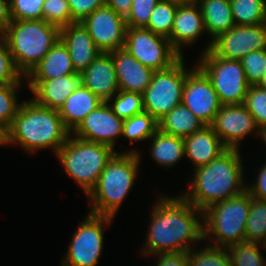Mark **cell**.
<instances>
[{
	"mask_svg": "<svg viewBox=\"0 0 266 266\" xmlns=\"http://www.w3.org/2000/svg\"><path fill=\"white\" fill-rule=\"evenodd\" d=\"M21 84L0 85V127L7 131L12 118L21 105L17 101V92Z\"/></svg>",
	"mask_w": 266,
	"mask_h": 266,
	"instance_id": "obj_35",
	"label": "cell"
},
{
	"mask_svg": "<svg viewBox=\"0 0 266 266\" xmlns=\"http://www.w3.org/2000/svg\"><path fill=\"white\" fill-rule=\"evenodd\" d=\"M109 53L114 62L119 89L143 94L151 82L154 71L143 65L125 48Z\"/></svg>",
	"mask_w": 266,
	"mask_h": 266,
	"instance_id": "obj_19",
	"label": "cell"
},
{
	"mask_svg": "<svg viewBox=\"0 0 266 266\" xmlns=\"http://www.w3.org/2000/svg\"><path fill=\"white\" fill-rule=\"evenodd\" d=\"M115 153L110 146L72 137L70 133L56 155L65 173L80 185L87 196Z\"/></svg>",
	"mask_w": 266,
	"mask_h": 266,
	"instance_id": "obj_6",
	"label": "cell"
},
{
	"mask_svg": "<svg viewBox=\"0 0 266 266\" xmlns=\"http://www.w3.org/2000/svg\"><path fill=\"white\" fill-rule=\"evenodd\" d=\"M256 182L246 186V191L255 199L266 201V163L259 170Z\"/></svg>",
	"mask_w": 266,
	"mask_h": 266,
	"instance_id": "obj_43",
	"label": "cell"
},
{
	"mask_svg": "<svg viewBox=\"0 0 266 266\" xmlns=\"http://www.w3.org/2000/svg\"><path fill=\"white\" fill-rule=\"evenodd\" d=\"M159 1L160 0H132L130 12L125 18L126 26L130 28H145L154 7Z\"/></svg>",
	"mask_w": 266,
	"mask_h": 266,
	"instance_id": "obj_41",
	"label": "cell"
},
{
	"mask_svg": "<svg viewBox=\"0 0 266 266\" xmlns=\"http://www.w3.org/2000/svg\"><path fill=\"white\" fill-rule=\"evenodd\" d=\"M211 127L227 148L239 149L240 141L253 130L260 134L255 118L243 104L222 105Z\"/></svg>",
	"mask_w": 266,
	"mask_h": 266,
	"instance_id": "obj_16",
	"label": "cell"
},
{
	"mask_svg": "<svg viewBox=\"0 0 266 266\" xmlns=\"http://www.w3.org/2000/svg\"><path fill=\"white\" fill-rule=\"evenodd\" d=\"M266 49V23L235 25L212 41L211 50L219 57L240 60L251 51Z\"/></svg>",
	"mask_w": 266,
	"mask_h": 266,
	"instance_id": "obj_14",
	"label": "cell"
},
{
	"mask_svg": "<svg viewBox=\"0 0 266 266\" xmlns=\"http://www.w3.org/2000/svg\"><path fill=\"white\" fill-rule=\"evenodd\" d=\"M239 151L237 148H227L209 164L195 168L191 188L182 196L204 211L217 202L242 194L246 184Z\"/></svg>",
	"mask_w": 266,
	"mask_h": 266,
	"instance_id": "obj_2",
	"label": "cell"
},
{
	"mask_svg": "<svg viewBox=\"0 0 266 266\" xmlns=\"http://www.w3.org/2000/svg\"><path fill=\"white\" fill-rule=\"evenodd\" d=\"M110 101L113 103L110 104ZM113 112L122 120L144 112L143 94L119 90L108 100Z\"/></svg>",
	"mask_w": 266,
	"mask_h": 266,
	"instance_id": "obj_34",
	"label": "cell"
},
{
	"mask_svg": "<svg viewBox=\"0 0 266 266\" xmlns=\"http://www.w3.org/2000/svg\"><path fill=\"white\" fill-rule=\"evenodd\" d=\"M150 139L153 140L150 154L158 165L172 168L185 156V144L182 137L166 134L158 129Z\"/></svg>",
	"mask_w": 266,
	"mask_h": 266,
	"instance_id": "obj_27",
	"label": "cell"
},
{
	"mask_svg": "<svg viewBox=\"0 0 266 266\" xmlns=\"http://www.w3.org/2000/svg\"><path fill=\"white\" fill-rule=\"evenodd\" d=\"M187 70L182 56L170 68L154 71L151 82L143 93L144 112L157 121L182 103Z\"/></svg>",
	"mask_w": 266,
	"mask_h": 266,
	"instance_id": "obj_9",
	"label": "cell"
},
{
	"mask_svg": "<svg viewBox=\"0 0 266 266\" xmlns=\"http://www.w3.org/2000/svg\"><path fill=\"white\" fill-rule=\"evenodd\" d=\"M257 86L266 89V71L263 74V77L261 78V80L258 82Z\"/></svg>",
	"mask_w": 266,
	"mask_h": 266,
	"instance_id": "obj_48",
	"label": "cell"
},
{
	"mask_svg": "<svg viewBox=\"0 0 266 266\" xmlns=\"http://www.w3.org/2000/svg\"><path fill=\"white\" fill-rule=\"evenodd\" d=\"M183 139L185 155L195 168L209 164L227 149L211 126H204Z\"/></svg>",
	"mask_w": 266,
	"mask_h": 266,
	"instance_id": "obj_22",
	"label": "cell"
},
{
	"mask_svg": "<svg viewBox=\"0 0 266 266\" xmlns=\"http://www.w3.org/2000/svg\"><path fill=\"white\" fill-rule=\"evenodd\" d=\"M199 4L206 32L211 36L208 47L211 49L212 41L221 33L227 32L235 26L230 0H196Z\"/></svg>",
	"mask_w": 266,
	"mask_h": 266,
	"instance_id": "obj_25",
	"label": "cell"
},
{
	"mask_svg": "<svg viewBox=\"0 0 266 266\" xmlns=\"http://www.w3.org/2000/svg\"><path fill=\"white\" fill-rule=\"evenodd\" d=\"M111 220L109 216L88 213L73 234L61 266H96L103 249V226L110 225Z\"/></svg>",
	"mask_w": 266,
	"mask_h": 266,
	"instance_id": "obj_11",
	"label": "cell"
},
{
	"mask_svg": "<svg viewBox=\"0 0 266 266\" xmlns=\"http://www.w3.org/2000/svg\"><path fill=\"white\" fill-rule=\"evenodd\" d=\"M60 40L67 47L77 73L85 70L101 53L81 22L60 28Z\"/></svg>",
	"mask_w": 266,
	"mask_h": 266,
	"instance_id": "obj_20",
	"label": "cell"
},
{
	"mask_svg": "<svg viewBox=\"0 0 266 266\" xmlns=\"http://www.w3.org/2000/svg\"><path fill=\"white\" fill-rule=\"evenodd\" d=\"M101 103L91 90L82 84L73 91L63 105L58 109L64 126L72 132L79 123Z\"/></svg>",
	"mask_w": 266,
	"mask_h": 266,
	"instance_id": "obj_24",
	"label": "cell"
},
{
	"mask_svg": "<svg viewBox=\"0 0 266 266\" xmlns=\"http://www.w3.org/2000/svg\"><path fill=\"white\" fill-rule=\"evenodd\" d=\"M157 266H188L186 252L156 254Z\"/></svg>",
	"mask_w": 266,
	"mask_h": 266,
	"instance_id": "obj_44",
	"label": "cell"
},
{
	"mask_svg": "<svg viewBox=\"0 0 266 266\" xmlns=\"http://www.w3.org/2000/svg\"><path fill=\"white\" fill-rule=\"evenodd\" d=\"M158 130V121L147 112L134 115L123 122L124 138L131 143L151 138Z\"/></svg>",
	"mask_w": 266,
	"mask_h": 266,
	"instance_id": "obj_30",
	"label": "cell"
},
{
	"mask_svg": "<svg viewBox=\"0 0 266 266\" xmlns=\"http://www.w3.org/2000/svg\"><path fill=\"white\" fill-rule=\"evenodd\" d=\"M77 73L67 47L59 39L43 59L25 77L33 91L42 81Z\"/></svg>",
	"mask_w": 266,
	"mask_h": 266,
	"instance_id": "obj_21",
	"label": "cell"
},
{
	"mask_svg": "<svg viewBox=\"0 0 266 266\" xmlns=\"http://www.w3.org/2000/svg\"><path fill=\"white\" fill-rule=\"evenodd\" d=\"M22 77L14 63L7 40L0 33V85L21 84Z\"/></svg>",
	"mask_w": 266,
	"mask_h": 266,
	"instance_id": "obj_36",
	"label": "cell"
},
{
	"mask_svg": "<svg viewBox=\"0 0 266 266\" xmlns=\"http://www.w3.org/2000/svg\"><path fill=\"white\" fill-rule=\"evenodd\" d=\"M235 25L266 23V0H230Z\"/></svg>",
	"mask_w": 266,
	"mask_h": 266,
	"instance_id": "obj_28",
	"label": "cell"
},
{
	"mask_svg": "<svg viewBox=\"0 0 266 266\" xmlns=\"http://www.w3.org/2000/svg\"><path fill=\"white\" fill-rule=\"evenodd\" d=\"M7 145L6 141V131L0 127V146Z\"/></svg>",
	"mask_w": 266,
	"mask_h": 266,
	"instance_id": "obj_47",
	"label": "cell"
},
{
	"mask_svg": "<svg viewBox=\"0 0 266 266\" xmlns=\"http://www.w3.org/2000/svg\"><path fill=\"white\" fill-rule=\"evenodd\" d=\"M42 12L44 21L59 28L76 23L71 18L68 0H45Z\"/></svg>",
	"mask_w": 266,
	"mask_h": 266,
	"instance_id": "obj_37",
	"label": "cell"
},
{
	"mask_svg": "<svg viewBox=\"0 0 266 266\" xmlns=\"http://www.w3.org/2000/svg\"><path fill=\"white\" fill-rule=\"evenodd\" d=\"M81 23L102 53L124 48L126 20L107 4L97 8Z\"/></svg>",
	"mask_w": 266,
	"mask_h": 266,
	"instance_id": "obj_13",
	"label": "cell"
},
{
	"mask_svg": "<svg viewBox=\"0 0 266 266\" xmlns=\"http://www.w3.org/2000/svg\"><path fill=\"white\" fill-rule=\"evenodd\" d=\"M45 0H9L12 20H43Z\"/></svg>",
	"mask_w": 266,
	"mask_h": 266,
	"instance_id": "obj_40",
	"label": "cell"
},
{
	"mask_svg": "<svg viewBox=\"0 0 266 266\" xmlns=\"http://www.w3.org/2000/svg\"><path fill=\"white\" fill-rule=\"evenodd\" d=\"M124 48L153 71L170 68L182 57L167 37L146 28L127 27Z\"/></svg>",
	"mask_w": 266,
	"mask_h": 266,
	"instance_id": "obj_10",
	"label": "cell"
},
{
	"mask_svg": "<svg viewBox=\"0 0 266 266\" xmlns=\"http://www.w3.org/2000/svg\"><path fill=\"white\" fill-rule=\"evenodd\" d=\"M80 74L82 85L103 102H108L120 90L110 53L101 52Z\"/></svg>",
	"mask_w": 266,
	"mask_h": 266,
	"instance_id": "obj_18",
	"label": "cell"
},
{
	"mask_svg": "<svg viewBox=\"0 0 266 266\" xmlns=\"http://www.w3.org/2000/svg\"><path fill=\"white\" fill-rule=\"evenodd\" d=\"M123 122L108 102L101 103L91 111L71 132L83 140L105 144L114 149L116 139L123 134Z\"/></svg>",
	"mask_w": 266,
	"mask_h": 266,
	"instance_id": "obj_15",
	"label": "cell"
},
{
	"mask_svg": "<svg viewBox=\"0 0 266 266\" xmlns=\"http://www.w3.org/2000/svg\"><path fill=\"white\" fill-rule=\"evenodd\" d=\"M252 196L245 190L242 194L217 202L203 211L204 240L214 235L210 244L229 246L246 241L245 227L249 217ZM216 237V238H215Z\"/></svg>",
	"mask_w": 266,
	"mask_h": 266,
	"instance_id": "obj_7",
	"label": "cell"
},
{
	"mask_svg": "<svg viewBox=\"0 0 266 266\" xmlns=\"http://www.w3.org/2000/svg\"><path fill=\"white\" fill-rule=\"evenodd\" d=\"M12 21L9 0H0V33H3Z\"/></svg>",
	"mask_w": 266,
	"mask_h": 266,
	"instance_id": "obj_46",
	"label": "cell"
},
{
	"mask_svg": "<svg viewBox=\"0 0 266 266\" xmlns=\"http://www.w3.org/2000/svg\"><path fill=\"white\" fill-rule=\"evenodd\" d=\"M3 35L25 78L60 39V28L44 20H12Z\"/></svg>",
	"mask_w": 266,
	"mask_h": 266,
	"instance_id": "obj_5",
	"label": "cell"
},
{
	"mask_svg": "<svg viewBox=\"0 0 266 266\" xmlns=\"http://www.w3.org/2000/svg\"><path fill=\"white\" fill-rule=\"evenodd\" d=\"M182 104L205 126H211L222 106L210 78L197 64L195 69L187 70Z\"/></svg>",
	"mask_w": 266,
	"mask_h": 266,
	"instance_id": "obj_12",
	"label": "cell"
},
{
	"mask_svg": "<svg viewBox=\"0 0 266 266\" xmlns=\"http://www.w3.org/2000/svg\"><path fill=\"white\" fill-rule=\"evenodd\" d=\"M245 238L249 242L262 244L266 239V201L251 198L249 217L245 227Z\"/></svg>",
	"mask_w": 266,
	"mask_h": 266,
	"instance_id": "obj_31",
	"label": "cell"
},
{
	"mask_svg": "<svg viewBox=\"0 0 266 266\" xmlns=\"http://www.w3.org/2000/svg\"><path fill=\"white\" fill-rule=\"evenodd\" d=\"M140 163L136 149L115 153L87 195L91 202L89 213L114 217L134 185Z\"/></svg>",
	"mask_w": 266,
	"mask_h": 266,
	"instance_id": "obj_4",
	"label": "cell"
},
{
	"mask_svg": "<svg viewBox=\"0 0 266 266\" xmlns=\"http://www.w3.org/2000/svg\"><path fill=\"white\" fill-rule=\"evenodd\" d=\"M81 84L80 73L45 80L32 91L35 97L32 99L42 107L58 110Z\"/></svg>",
	"mask_w": 266,
	"mask_h": 266,
	"instance_id": "obj_23",
	"label": "cell"
},
{
	"mask_svg": "<svg viewBox=\"0 0 266 266\" xmlns=\"http://www.w3.org/2000/svg\"><path fill=\"white\" fill-rule=\"evenodd\" d=\"M193 251L186 252L188 266H231L227 248L208 244L199 251Z\"/></svg>",
	"mask_w": 266,
	"mask_h": 266,
	"instance_id": "obj_33",
	"label": "cell"
},
{
	"mask_svg": "<svg viewBox=\"0 0 266 266\" xmlns=\"http://www.w3.org/2000/svg\"><path fill=\"white\" fill-rule=\"evenodd\" d=\"M205 125L182 103L158 120V129L166 134L186 137Z\"/></svg>",
	"mask_w": 266,
	"mask_h": 266,
	"instance_id": "obj_26",
	"label": "cell"
},
{
	"mask_svg": "<svg viewBox=\"0 0 266 266\" xmlns=\"http://www.w3.org/2000/svg\"><path fill=\"white\" fill-rule=\"evenodd\" d=\"M70 131L58 110L38 105L33 99L23 101L6 131L8 144L19 143L28 152L53 148L55 154L66 143Z\"/></svg>",
	"mask_w": 266,
	"mask_h": 266,
	"instance_id": "obj_3",
	"label": "cell"
},
{
	"mask_svg": "<svg viewBox=\"0 0 266 266\" xmlns=\"http://www.w3.org/2000/svg\"><path fill=\"white\" fill-rule=\"evenodd\" d=\"M259 136L261 138H263L262 140L265 142V145H266V126L263 127L262 129H260V134Z\"/></svg>",
	"mask_w": 266,
	"mask_h": 266,
	"instance_id": "obj_49",
	"label": "cell"
},
{
	"mask_svg": "<svg viewBox=\"0 0 266 266\" xmlns=\"http://www.w3.org/2000/svg\"><path fill=\"white\" fill-rule=\"evenodd\" d=\"M247 82L257 85L266 71V49L251 51L240 59Z\"/></svg>",
	"mask_w": 266,
	"mask_h": 266,
	"instance_id": "obj_39",
	"label": "cell"
},
{
	"mask_svg": "<svg viewBox=\"0 0 266 266\" xmlns=\"http://www.w3.org/2000/svg\"><path fill=\"white\" fill-rule=\"evenodd\" d=\"M131 4L132 0H107V5L123 18L128 16Z\"/></svg>",
	"mask_w": 266,
	"mask_h": 266,
	"instance_id": "obj_45",
	"label": "cell"
},
{
	"mask_svg": "<svg viewBox=\"0 0 266 266\" xmlns=\"http://www.w3.org/2000/svg\"><path fill=\"white\" fill-rule=\"evenodd\" d=\"M243 105L255 118L260 129L266 126V89L250 85Z\"/></svg>",
	"mask_w": 266,
	"mask_h": 266,
	"instance_id": "obj_38",
	"label": "cell"
},
{
	"mask_svg": "<svg viewBox=\"0 0 266 266\" xmlns=\"http://www.w3.org/2000/svg\"><path fill=\"white\" fill-rule=\"evenodd\" d=\"M258 245L262 246L257 242L244 241L229 246L231 266H266Z\"/></svg>",
	"mask_w": 266,
	"mask_h": 266,
	"instance_id": "obj_32",
	"label": "cell"
},
{
	"mask_svg": "<svg viewBox=\"0 0 266 266\" xmlns=\"http://www.w3.org/2000/svg\"><path fill=\"white\" fill-rule=\"evenodd\" d=\"M262 247H264L266 249V239L265 241L262 243Z\"/></svg>",
	"mask_w": 266,
	"mask_h": 266,
	"instance_id": "obj_50",
	"label": "cell"
},
{
	"mask_svg": "<svg viewBox=\"0 0 266 266\" xmlns=\"http://www.w3.org/2000/svg\"><path fill=\"white\" fill-rule=\"evenodd\" d=\"M202 54L198 66L210 78L221 104H243L250 84L241 61L219 57L211 49Z\"/></svg>",
	"mask_w": 266,
	"mask_h": 266,
	"instance_id": "obj_8",
	"label": "cell"
},
{
	"mask_svg": "<svg viewBox=\"0 0 266 266\" xmlns=\"http://www.w3.org/2000/svg\"><path fill=\"white\" fill-rule=\"evenodd\" d=\"M179 0H160L154 7L145 27L156 34L169 37L174 23Z\"/></svg>",
	"mask_w": 266,
	"mask_h": 266,
	"instance_id": "obj_29",
	"label": "cell"
},
{
	"mask_svg": "<svg viewBox=\"0 0 266 266\" xmlns=\"http://www.w3.org/2000/svg\"><path fill=\"white\" fill-rule=\"evenodd\" d=\"M107 0H68L71 18L75 22L83 21L97 8L105 6Z\"/></svg>",
	"mask_w": 266,
	"mask_h": 266,
	"instance_id": "obj_42",
	"label": "cell"
},
{
	"mask_svg": "<svg viewBox=\"0 0 266 266\" xmlns=\"http://www.w3.org/2000/svg\"><path fill=\"white\" fill-rule=\"evenodd\" d=\"M202 32L206 29L199 4L196 0L181 1L168 37L173 48L183 56L182 46L192 45Z\"/></svg>",
	"mask_w": 266,
	"mask_h": 266,
	"instance_id": "obj_17",
	"label": "cell"
},
{
	"mask_svg": "<svg viewBox=\"0 0 266 266\" xmlns=\"http://www.w3.org/2000/svg\"><path fill=\"white\" fill-rule=\"evenodd\" d=\"M159 199L151 213L144 255L188 252L193 248L191 243L204 240L203 211L182 195Z\"/></svg>",
	"mask_w": 266,
	"mask_h": 266,
	"instance_id": "obj_1",
	"label": "cell"
}]
</instances>
